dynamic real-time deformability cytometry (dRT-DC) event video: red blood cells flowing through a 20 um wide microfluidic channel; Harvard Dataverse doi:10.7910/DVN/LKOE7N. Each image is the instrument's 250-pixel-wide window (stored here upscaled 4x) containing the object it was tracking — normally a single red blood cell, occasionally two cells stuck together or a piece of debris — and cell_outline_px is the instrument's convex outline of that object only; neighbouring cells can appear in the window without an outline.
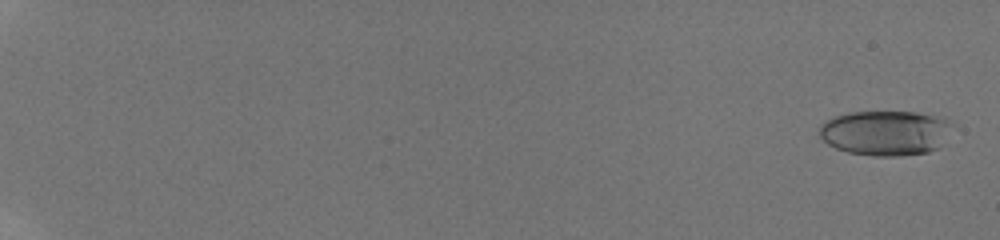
{"species": "human", "species_latin": "Homo sapiens", "temperature_condition": "room temperature", "stored_images_in_passage": 22, "camera_frame_rate_fps": 3000, "um_per_image_px": 0.085, "donor": {"sex": "male"}, "frame": {"image": 1, "passage_image": 1, "time_ms": 0.0, "image_size_px": [1000, 240], "cell_outline_px": [[956, 124], [936, 148], [928, 152], [900, 156], [872, 156], [848, 152], [836, 148], [828, 144], [820, 136], [820, 124], [824, 120], [848, 112], [916, 112], [944, 116], [952, 120]], "centroid_in_image_um": [75.3, 11.28], "position_along_channel_um": 9.7, "area_um2": 35.2}}
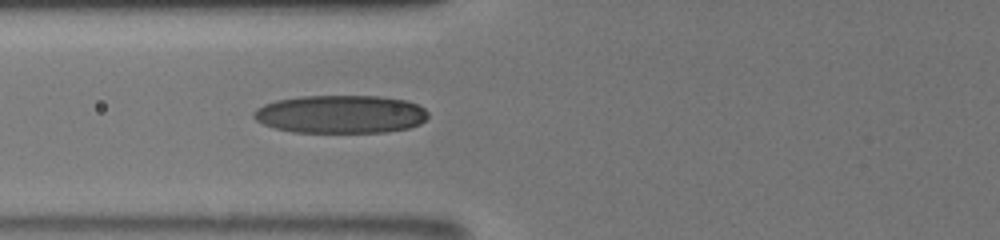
{"frame": {"image": 2, "passage_image": 14, "time_ms": 8.333, "image_size_px": [1000, 240], "cell_outline_px": [[428, 116], [420, 124], [408, 128], [384, 132], [292, 132], [276, 128], [264, 124], [256, 120], [252, 116], [252, 112], [256, 108], [264, 104], [276, 100], [300, 96], [380, 96], [404, 100], [416, 104], [424, 108], [428, 112]], "centroid_in_image_um": [28.93, 9.7], "position_along_channel_um": 96.9, "area_um2": 38.78}}
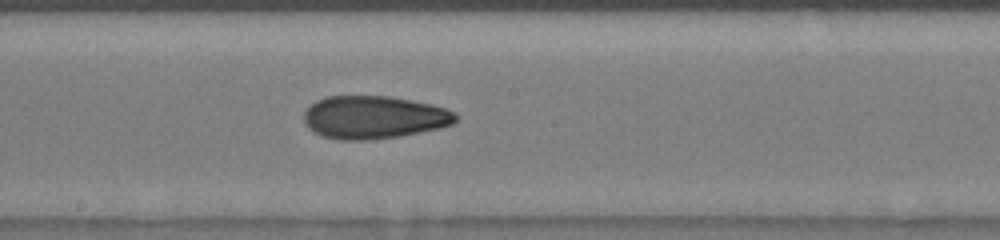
{"frame": {"image": 3, "passage_image": 22, "time_ms": 11.333, "image_size_px": [1000, 240], "cell_outline_px": [[456, 120], [452, 124], [440, 128], [400, 136], [368, 140], [340, 140], [320, 136], [312, 132], [308, 128], [304, 120], [304, 112], [316, 100], [328, 96], [388, 96], [428, 104], [444, 108], [456, 112]], "centroid_in_image_um": [31.74, 9.98], "position_along_channel_um": 216.5, "area_um2": 37.86}}